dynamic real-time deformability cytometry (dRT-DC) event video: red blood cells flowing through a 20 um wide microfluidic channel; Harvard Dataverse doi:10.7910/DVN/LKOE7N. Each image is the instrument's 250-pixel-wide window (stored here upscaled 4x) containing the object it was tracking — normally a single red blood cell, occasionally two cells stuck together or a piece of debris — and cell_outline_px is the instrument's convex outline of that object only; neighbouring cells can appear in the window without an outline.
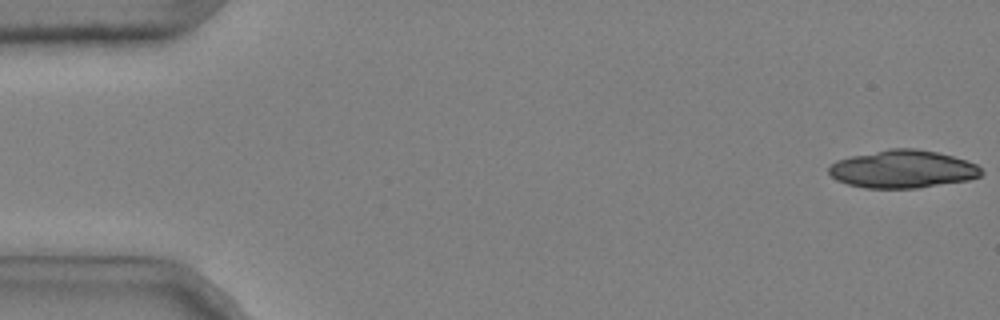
{"species": "common noctule bat (a hibernating species)", "species_latin": "Nyctalus noctula", "temperature_condition": "cold", "stored_images_in_passage": 23, "camera_frame_rate_fps": 3000, "um_per_image_px": 0.085, "animal": {"sex": "male", "body_mass_g": 20.4}, "frame": {"image": 1, "passage_image": 1, "time_ms": 0.0, "image_size_px": [1000, 320], "cell_outline_px": [[984, 172], [980, 176], [968, 180], [916, 188], [864, 188], [848, 184], [836, 180], [828, 172], [828, 168], [836, 160], [852, 156], [888, 148], [916, 148], [936, 152], [952, 156], [976, 164]], "centroid_in_image_um": [76.71, 14.37], "position_along_channel_um": 8.3, "area_um2": 33.52}}